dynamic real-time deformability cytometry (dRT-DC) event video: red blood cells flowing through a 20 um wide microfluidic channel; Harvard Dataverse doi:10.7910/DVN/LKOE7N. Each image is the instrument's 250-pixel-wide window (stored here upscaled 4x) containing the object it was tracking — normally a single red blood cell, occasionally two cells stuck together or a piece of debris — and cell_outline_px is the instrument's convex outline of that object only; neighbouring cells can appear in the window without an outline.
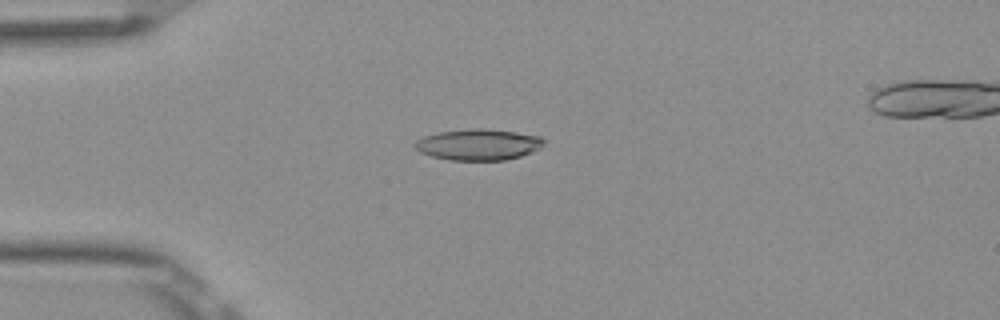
{"species": "Egyptian fruit bat (a non-hibernating species)", "species_latin": "Rousettus aegyptiacus", "temperature_condition": "room temperature", "stored_images_in_passage": 51, "segment_of_instrument_passage": [1, 2], "camera_frame_rate_fps": 3000, "um_per_image_px": 0.085, "frame": {"image": 1, "passage_image": 11, "time_ms": 3.333, "image_size_px": [1000, 320], "cell_outline_px": [[544, 144], [540, 148], [532, 152], [520, 156], [504, 160], [448, 160], [432, 156], [420, 152], [412, 144], [416, 140], [424, 136], [440, 132], [472, 128], [484, 128], [516, 132], [540, 136], [544, 140]], "centroid_in_image_um": [40.66, 12.28], "position_along_channel_um": 44.3, "area_um2": 23.41}}
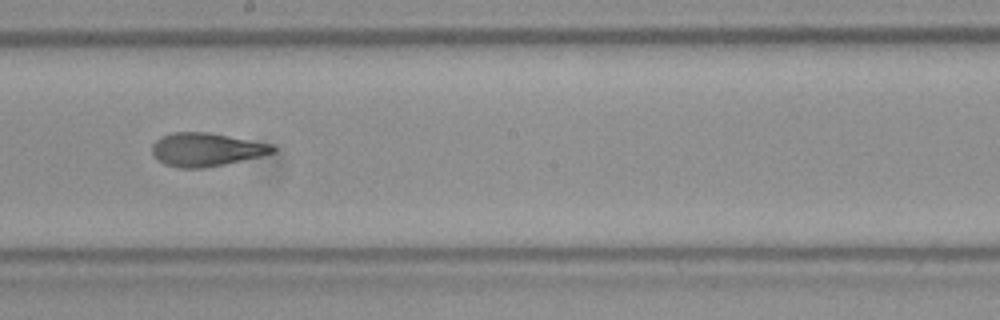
{"frame": {"image": 2, "passage_image": 27, "time_ms": 8.667, "image_size_px": [1000, 320], "cell_outline_px": [[276, 152], [260, 156], [224, 164], [204, 168], [180, 168], [164, 164], [156, 160], [152, 152], [152, 144], [160, 136], [172, 132], [208, 132], [272, 144], [276, 148]], "centroid_in_image_um": [17.49, 12.71], "position_along_channel_um": 230.7, "area_um2": 23.52}}
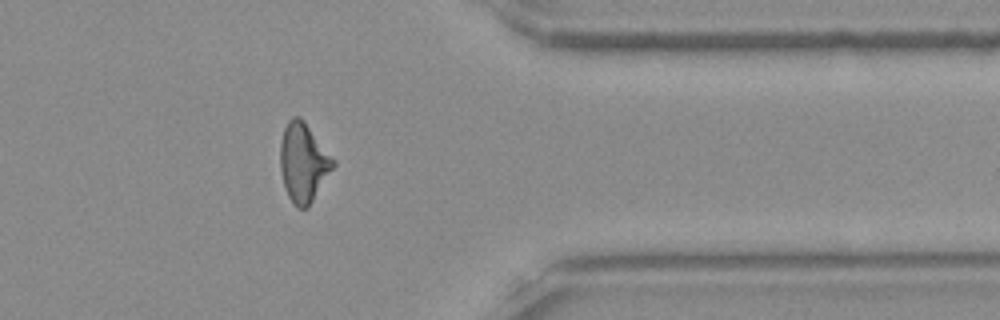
{"frame": {"image": 3, "passage_image": 40, "time_ms": 13.0, "image_size_px": [1000, 320], "cell_outline_px": [[336, 164], [308, 208], [296, 208], [288, 196], [284, 188], [280, 168], [280, 144], [284, 128], [288, 120], [292, 116], [300, 116], [304, 120], [336, 160]], "centroid_in_image_um": [25.79, 13.81], "position_along_channel_um": 385.6, "area_um2": 24.62}}